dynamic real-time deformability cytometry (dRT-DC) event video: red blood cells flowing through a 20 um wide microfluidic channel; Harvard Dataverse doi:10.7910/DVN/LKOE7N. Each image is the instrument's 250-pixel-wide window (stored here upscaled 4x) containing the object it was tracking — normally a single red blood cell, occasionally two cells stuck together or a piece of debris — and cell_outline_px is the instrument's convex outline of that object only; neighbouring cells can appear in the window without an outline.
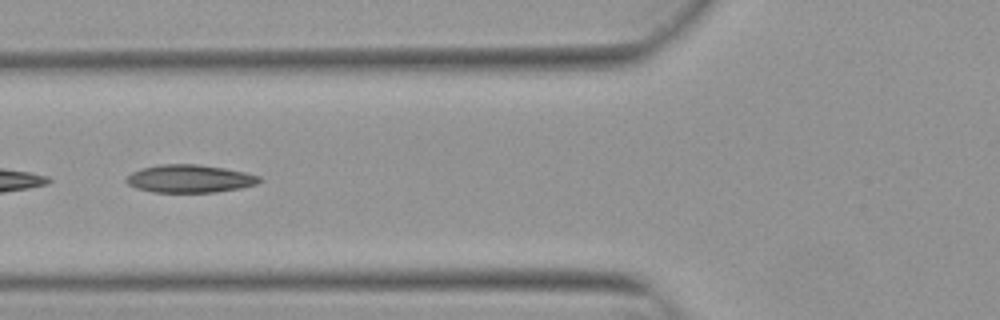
{"species": "Egyptian fruit bat (a non-hibernating species)", "species_latin": "Rousettus aegyptiacus", "temperature_condition": "warm", "stored_images_in_passage": 14, "camera_frame_rate_fps": 3000, "um_per_image_px": 0.085, "animal": {"sex": "female"}, "frame": {"image": 1, "passage_image": 12, "time_ms": 3.667, "image_size_px": [1000, 320], "cell_outline_px": [[264, 180], [256, 184], [240, 188], [216, 192], [152, 192], [136, 188], [128, 184], [124, 180], [132, 172], [140, 168], [160, 164], [200, 164], [224, 168], [244, 172], [260, 176]], "centroid_in_image_um": [16.12, 15.18], "position_along_channel_um": 109.7, "area_um2": 21.73}}